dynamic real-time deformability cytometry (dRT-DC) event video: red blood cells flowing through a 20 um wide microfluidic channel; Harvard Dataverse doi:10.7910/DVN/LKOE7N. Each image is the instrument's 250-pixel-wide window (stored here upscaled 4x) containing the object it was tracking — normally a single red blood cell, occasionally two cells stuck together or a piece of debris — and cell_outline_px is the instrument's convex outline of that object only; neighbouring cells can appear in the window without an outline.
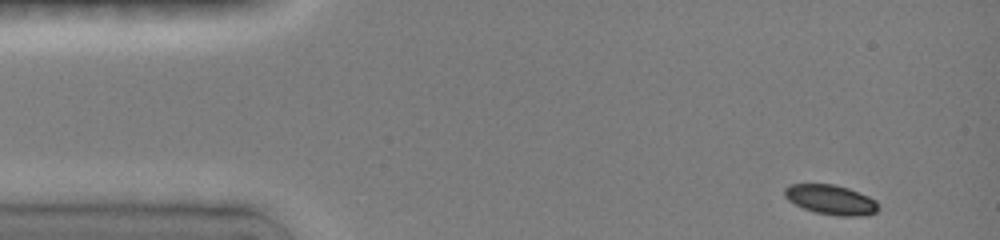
{"species": "common noctule bat (a hibernating species)", "species_latin": "Nyctalus noctula", "temperature_condition": "room temperature", "stored_images_in_passage": 8, "camera_frame_rate_fps": 3000, "um_per_image_px": 0.085, "animal": {"sex": "female", "body_mass_g": 19.0, "forearm_length_mm": 51.5}, "frame": {"image": 1, "passage_image": 1, "time_ms": 0.0, "image_size_px": [1000, 240], "cell_outline_px": [[880, 208], [876, 212], [864, 216], [836, 216], [816, 212], [804, 208], [788, 200], [784, 196], [784, 188], [788, 184], [832, 184], [848, 188], [868, 196], [876, 200]], "centroid_in_image_um": [70.64, 16.98], "position_along_channel_um": 14.4, "area_um2": 16.3}}
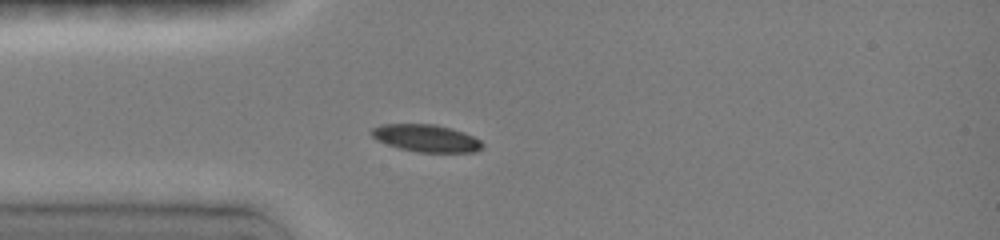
{"frame": {"image": 2, "passage_image": 4, "time_ms": 3.0, "image_size_px": [1000, 240], "cell_outline_px": [[484, 148], [476, 152], [420, 152], [400, 148], [376, 140], [368, 132], [372, 128], [380, 124], [436, 124], [452, 128], [464, 132], [480, 140], [484, 144]], "centroid_in_image_um": [36.23, 11.74], "position_along_channel_um": 48.8, "area_um2": 17.8}}
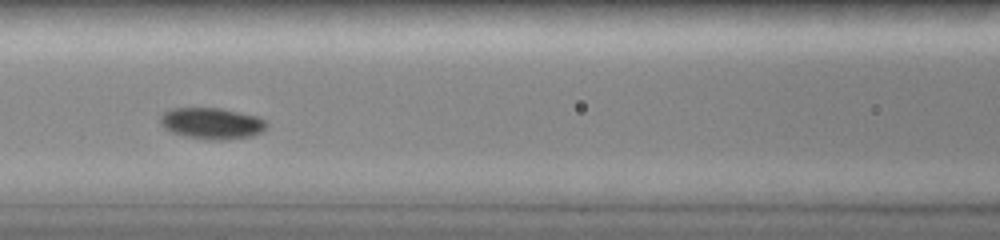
{"frame": {"image": 3, "passage_image": 7, "time_ms": 5.667, "image_size_px": [1000, 240], "cell_outline_px": [[268, 124], [260, 132], [252, 136], [224, 140], [212, 140], [184, 136], [172, 132], [164, 128], [160, 124], [160, 116], [164, 112], [172, 108], [220, 108], [256, 116], [264, 120]], "centroid_in_image_um": [17.97, 10.49], "position_along_channel_um": 148.6, "area_um2": 19.31}}